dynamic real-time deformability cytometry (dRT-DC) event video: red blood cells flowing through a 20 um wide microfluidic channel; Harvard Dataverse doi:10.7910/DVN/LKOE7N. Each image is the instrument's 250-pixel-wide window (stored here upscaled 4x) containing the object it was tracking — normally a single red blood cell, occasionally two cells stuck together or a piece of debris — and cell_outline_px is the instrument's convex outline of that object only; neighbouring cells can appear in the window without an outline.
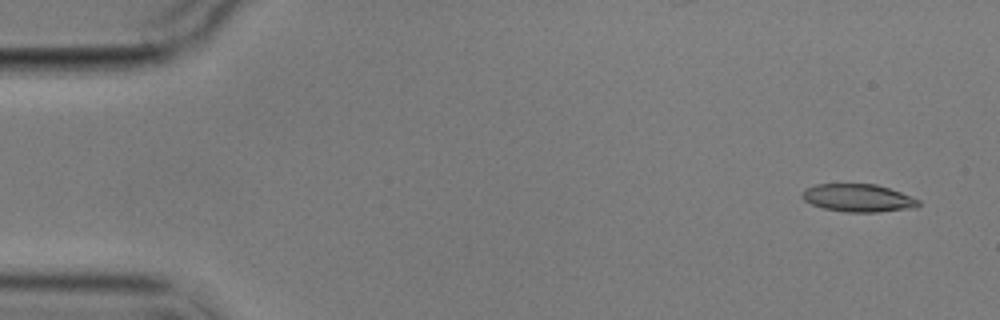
{"species": "common noctule bat (a hibernating species)", "species_latin": "Nyctalus noctula", "temperature_condition": "cold", "stored_images_in_passage": 5, "camera_frame_rate_fps": 3000, "um_per_image_px": 0.085, "animal": {"sex": "male", "body_mass_g": 17.9}, "frame": {"image": 1, "passage_image": 1, "time_ms": 0.0, "image_size_px": [1000, 320], "cell_outline_px": [[920, 204], [916, 208], [876, 212], [844, 212], [824, 208], [812, 204], [804, 200], [800, 196], [804, 188], [816, 184], [876, 184], [900, 192], [920, 200]], "centroid_in_image_um": [72.93, 16.83], "position_along_channel_um": 12.1, "area_um2": 18.9}}
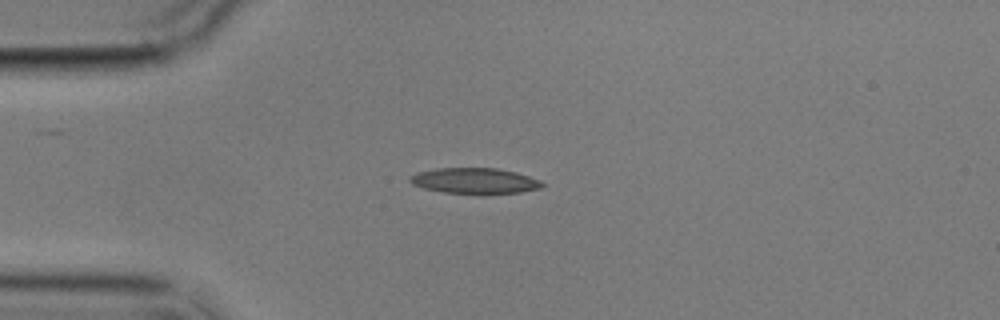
{"frame": {"image": 2, "passage_image": 4, "time_ms": 3.667, "image_size_px": [1000, 320], "cell_outline_px": [[544, 184], [540, 188], [520, 192], [444, 192], [424, 188], [412, 184], [408, 180], [408, 176], [416, 172], [436, 168], [496, 168], [516, 172], [540, 180]], "centroid_in_image_um": [40.29, 15.33], "position_along_channel_um": 44.7, "area_um2": 19.31}}